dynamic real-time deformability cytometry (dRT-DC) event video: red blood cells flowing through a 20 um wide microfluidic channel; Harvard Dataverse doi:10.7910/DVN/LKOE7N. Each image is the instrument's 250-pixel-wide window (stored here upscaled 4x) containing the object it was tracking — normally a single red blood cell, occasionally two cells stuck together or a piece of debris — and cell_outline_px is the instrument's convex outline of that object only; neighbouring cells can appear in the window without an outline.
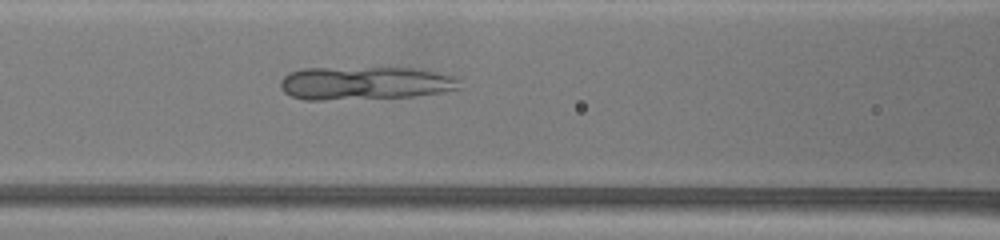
{"species": "common noctule bat (a hibernating species)", "species_latin": "Nyctalus noctula", "temperature_condition": "warm", "stored_images_in_passage": 8, "segment_of_instrument_passage": [3, 3], "camera_frame_rate_fps": 3000, "um_per_image_px": 0.085, "animal": {"sex": "female", "body_mass_g": 19.5, "forearm_length_mm": 54.1}, "frame": {"image": 1, "passage_image": 8, "time_ms": 2.333, "image_size_px": [1000, 240], "cell_outline_px": [[968, 192], [952, 208], [884, 212], [836, 208], [832, 192]], "centroid_in_image_um": [76.2, 17.07], "position_along_channel_um": 90.4, "area_um2": 16.24}}